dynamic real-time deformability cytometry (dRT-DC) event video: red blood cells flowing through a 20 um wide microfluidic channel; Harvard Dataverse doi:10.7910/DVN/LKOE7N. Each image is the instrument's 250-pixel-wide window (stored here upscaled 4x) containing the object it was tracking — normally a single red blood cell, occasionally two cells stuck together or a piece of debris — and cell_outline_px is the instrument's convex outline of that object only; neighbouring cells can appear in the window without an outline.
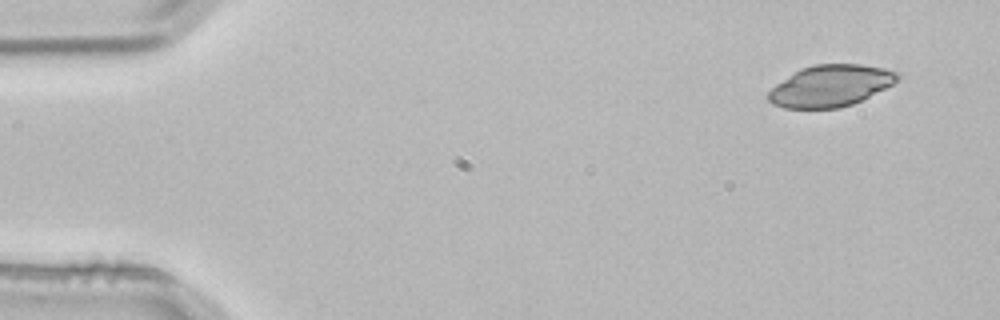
{"species": "common noctule bat (a hibernating species)", "species_latin": "Nyctalus noctula", "temperature_condition": "room temperature", "stored_images_in_passage": 4, "camera_frame_rate_fps": 3000, "um_per_image_px": 0.085, "animal": {"sex": "male", "body_mass_g": 21.5, "forearm_length_mm": 52.0}, "frame": {"image": 1, "passage_image": 1, "time_ms": 0.0, "image_size_px": [1000, 320], "cell_outline_px": [[900, 80], [852, 104], [840, 108], [784, 108], [772, 104], [768, 100], [768, 92], [776, 84], [800, 68], [816, 64], [860, 64], [884, 68], [900, 72]], "centroid_in_image_um": [70.59, 7.28], "position_along_channel_um": 14.4, "area_um2": 31.15}}